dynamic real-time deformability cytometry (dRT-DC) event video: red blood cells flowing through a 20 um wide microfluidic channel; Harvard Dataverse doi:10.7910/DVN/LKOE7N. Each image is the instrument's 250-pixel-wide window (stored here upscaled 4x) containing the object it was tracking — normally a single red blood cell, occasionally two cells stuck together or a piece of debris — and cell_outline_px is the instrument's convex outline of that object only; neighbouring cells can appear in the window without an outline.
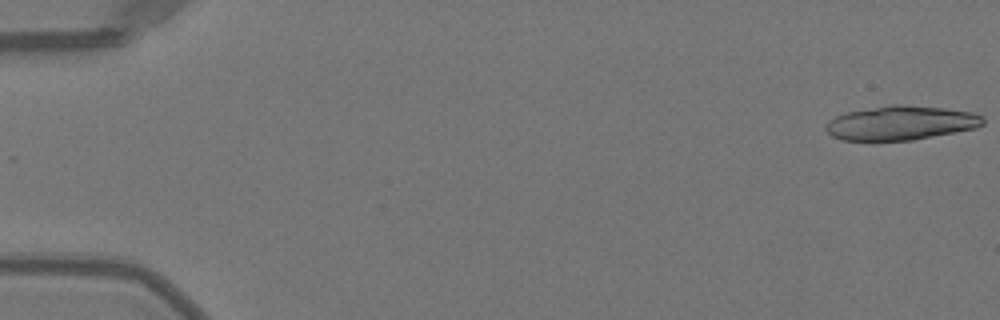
{"species": "Egyptian fruit bat (a non-hibernating species)", "species_latin": "Rousettus aegyptiacus", "temperature_condition": "warm", "stored_images_in_passage": 18, "camera_frame_rate_fps": 3000, "um_per_image_px": 0.085, "animal": {"sex": "female"}, "frame": {"image": 1, "passage_image": 1, "time_ms": 0.0, "image_size_px": [1000, 320], "cell_outline_px": [[984, 124], [976, 128], [912, 140], [872, 144], [844, 140], [832, 136], [824, 128], [828, 120], [836, 116], [848, 112], [892, 104], [900, 104], [944, 108], [972, 112], [984, 116]], "centroid_in_image_um": [76.52, 10.49], "position_along_channel_um": 8.5, "area_um2": 32.14}}